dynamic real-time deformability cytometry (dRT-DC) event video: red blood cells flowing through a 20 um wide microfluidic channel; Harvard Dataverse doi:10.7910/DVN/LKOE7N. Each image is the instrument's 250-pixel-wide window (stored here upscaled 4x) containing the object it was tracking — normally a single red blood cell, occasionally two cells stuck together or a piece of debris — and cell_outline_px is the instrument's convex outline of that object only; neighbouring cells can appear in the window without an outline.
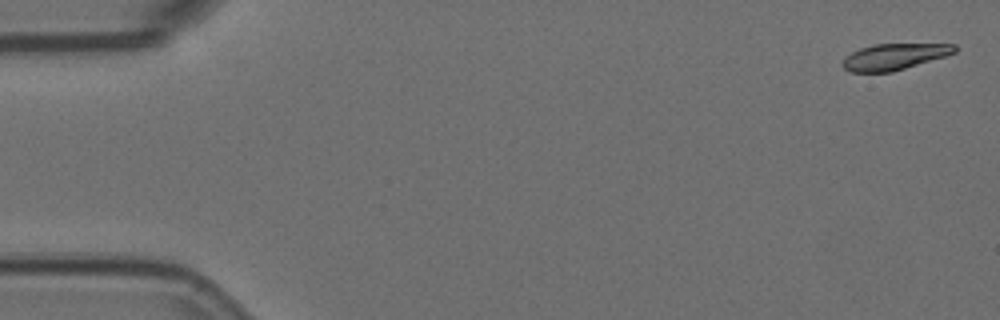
{"species": "Egyptian fruit bat (a non-hibernating species)", "species_latin": "Rousettus aegyptiacus", "temperature_condition": "room temperature", "stored_images_in_passage": 5, "camera_frame_rate_fps": 3000, "um_per_image_px": 0.085, "animal": {"sex": "female"}, "frame": {"image": 1, "passage_image": 1, "time_ms": 0.0, "image_size_px": [1000, 320], "cell_outline_px": [[956, 52], [944, 56], [892, 72], [848, 72], [840, 64], [844, 56], [860, 48], [876, 44], [956, 44]], "centroid_in_image_um": [75.94, 4.82], "position_along_channel_um": 9.1, "area_um2": 17.05}}
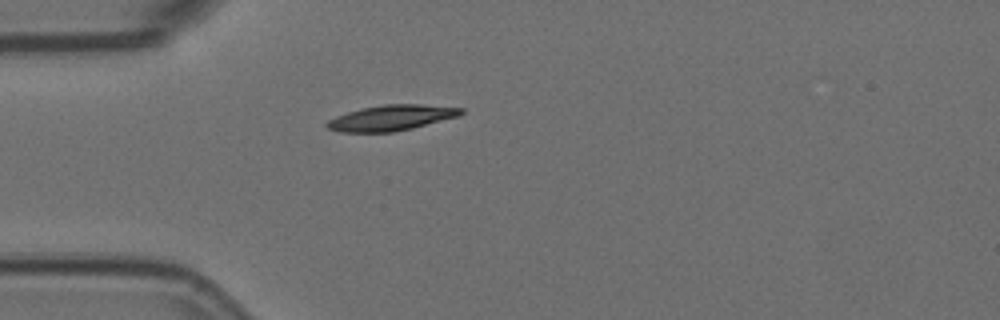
{"frame": {"image": 2, "passage_image": 5, "time_ms": 1.333, "image_size_px": [1000, 320], "cell_outline_px": [[464, 112], [460, 116], [412, 128], [392, 132], [340, 132], [328, 128], [324, 124], [328, 120], [336, 116], [360, 108], [384, 104], [420, 104], [464, 108]], "centroid_in_image_um": [33.27, 10.01], "position_along_channel_um": 51.7, "area_um2": 20.0}}